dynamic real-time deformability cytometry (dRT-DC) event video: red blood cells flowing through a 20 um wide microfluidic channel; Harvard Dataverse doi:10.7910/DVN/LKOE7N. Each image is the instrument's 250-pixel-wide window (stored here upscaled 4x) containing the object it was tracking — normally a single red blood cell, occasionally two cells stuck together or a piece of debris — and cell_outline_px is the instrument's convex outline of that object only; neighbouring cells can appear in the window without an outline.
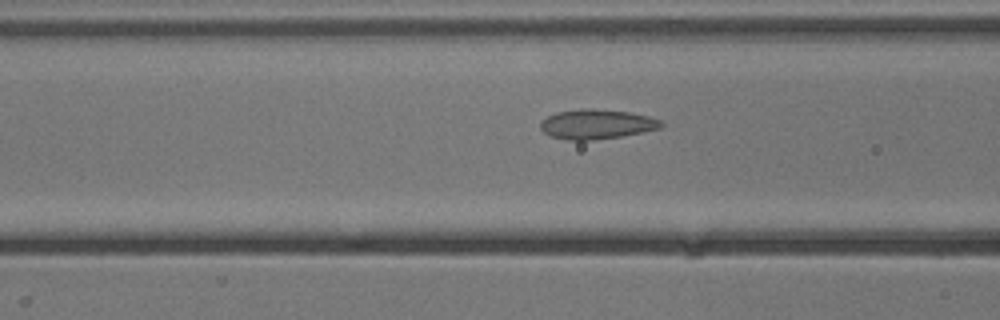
{"species": "common noctule bat (a hibernating species)", "species_latin": "Nyctalus noctula", "temperature_condition": "cold", "stored_images_in_passage": 13, "camera_frame_rate_fps": 3000, "um_per_image_px": 0.085, "animal": {"sex": "male", "body_mass_g": 13.3}, "frame": {"image": 1, "passage_image": 4, "time_ms": 1.0, "image_size_px": [1000, 320], "cell_outline_px": [[664, 124], [660, 128], [620, 136], [592, 140], [568, 140], [552, 136], [544, 132], [540, 128], [540, 124], [548, 116], [556, 112], [584, 108], [592, 108], [628, 112], [648, 116], [660, 120]], "centroid_in_image_um": [50.7, 10.55], "position_along_channel_um": 115.9, "area_um2": 20.58}}
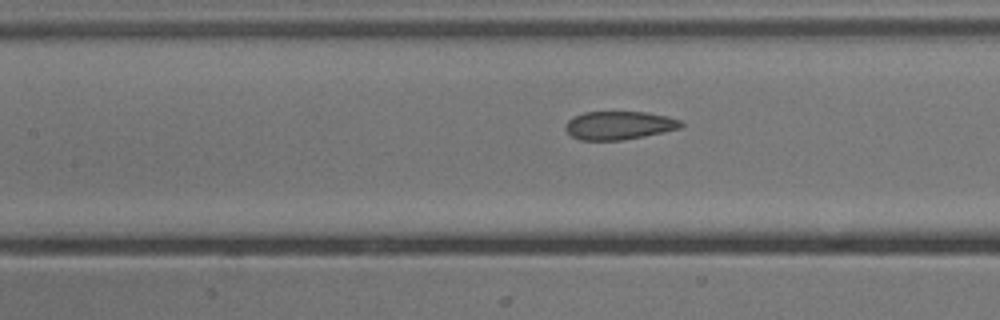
{"frame": {"image": 2, "passage_image": 7, "time_ms": 2.0, "image_size_px": [1000, 320], "cell_outline_px": [[684, 124], [680, 128], [644, 136], [620, 140], [580, 140], [572, 136], [564, 128], [564, 124], [572, 116], [584, 112], [648, 112], [668, 116], [680, 120]], "centroid_in_image_um": [52.59, 10.64], "position_along_channel_um": 154.8, "area_um2": 19.13}}
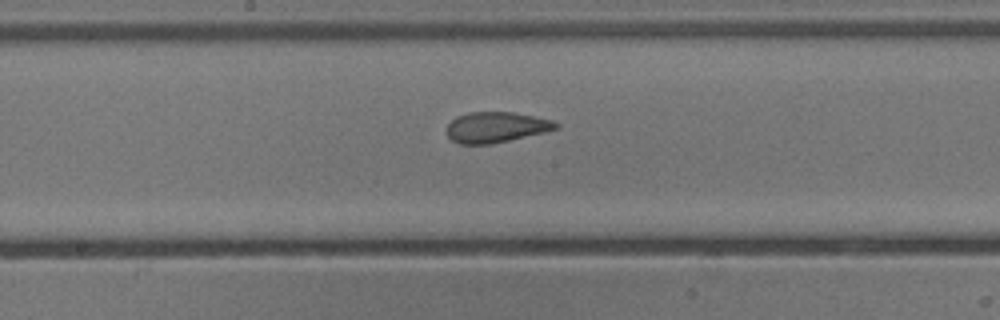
{"frame": {"image": 3, "passage_image": 11, "time_ms": 3.333, "image_size_px": [1000, 320], "cell_outline_px": [[560, 124], [556, 128], [544, 132], [508, 140], [488, 144], [460, 144], [452, 140], [448, 136], [448, 124], [456, 116], [468, 112], [512, 112], [552, 120]], "centroid_in_image_um": [42.13, 10.8], "position_along_channel_um": 206.1, "area_um2": 19.13}}